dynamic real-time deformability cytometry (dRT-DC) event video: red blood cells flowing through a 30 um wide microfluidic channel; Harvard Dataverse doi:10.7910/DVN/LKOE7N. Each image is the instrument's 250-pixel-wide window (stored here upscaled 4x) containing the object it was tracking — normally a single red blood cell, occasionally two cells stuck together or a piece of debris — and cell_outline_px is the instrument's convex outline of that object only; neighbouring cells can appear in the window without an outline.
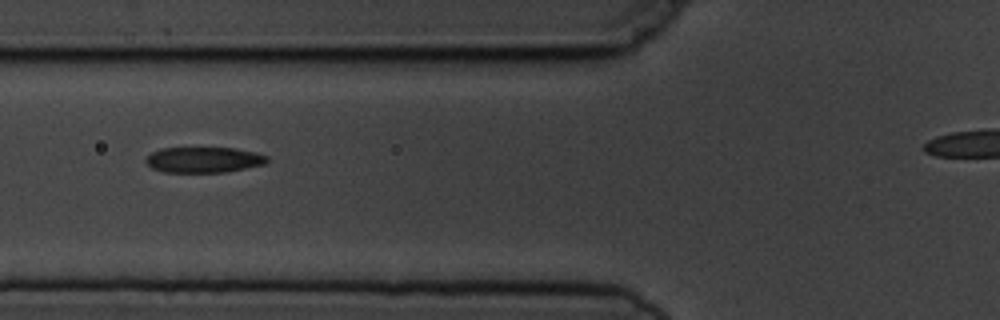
{"species": "common noctule bat (a hibernating species)", "species_latin": "Nyctalus noctula", "temperature_condition": "cold", "stored_images_in_passage": 5, "camera_frame_rate_fps": 3000, "um_per_image_px": 0.085, "animal": {"sex": "male", "body_mass_g": 19.5, "forearm_length_mm": 54.6}, "frame": {"image": 1, "passage_image": 3, "time_ms": 2.0, "image_size_px": [1000, 320], "cell_outline_px": [[268, 160], [264, 164], [224, 172], [164, 172], [152, 168], [144, 160], [152, 152], [160, 148], [236, 148], [256, 152], [268, 156]], "centroid_in_image_um": [17.31, 13.57], "position_along_channel_um": 108.5, "area_um2": 18.03}}
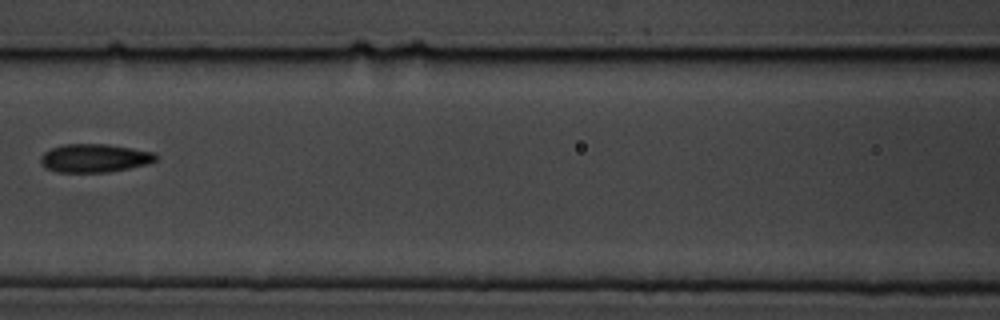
{"frame": {"image": 2, "passage_image": 4, "time_ms": 3.333, "image_size_px": [1000, 320], "cell_outline_px": [[160, 156], [156, 160], [148, 164], [108, 172], [56, 172], [48, 168], [40, 160], [40, 156], [44, 152], [52, 148], [64, 144], [108, 144], [132, 148], [152, 152]], "centroid_in_image_um": [8.06, 13.43], "position_along_channel_um": 158.5, "area_um2": 18.96}}
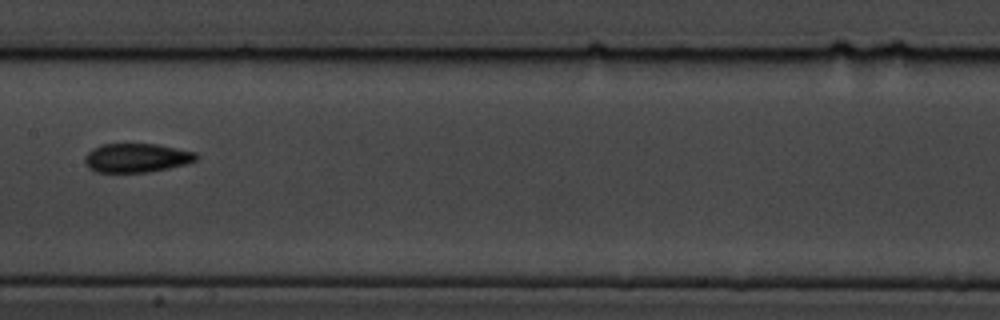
{"frame": {"image": 3, "passage_image": 5, "time_ms": 4.333, "image_size_px": [1000, 320], "cell_outline_px": [[200, 156], [196, 160], [184, 164], [168, 168], [148, 172], [96, 172], [88, 168], [84, 160], [84, 156], [92, 148], [100, 144], [156, 144], [196, 152]], "centroid_in_image_um": [11.58, 13.41], "position_along_channel_um": 195.8, "area_um2": 18.84}}